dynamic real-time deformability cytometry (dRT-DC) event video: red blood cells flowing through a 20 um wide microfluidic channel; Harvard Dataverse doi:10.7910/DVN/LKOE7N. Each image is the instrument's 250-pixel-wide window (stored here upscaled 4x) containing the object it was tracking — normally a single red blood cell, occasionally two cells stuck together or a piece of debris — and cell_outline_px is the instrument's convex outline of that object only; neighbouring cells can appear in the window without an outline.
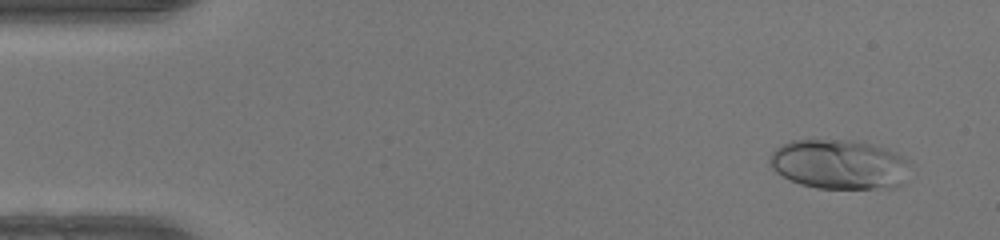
{"species": "human", "species_latin": "Homo sapiens", "temperature_condition": "warm", "stored_images_in_passage": 49, "camera_frame_rate_fps": 3000, "um_per_image_px": 0.085, "donor": {"sex": "female"}, "frame": {"image": 1, "passage_image": 4, "time_ms": 1.0, "image_size_px": [1000, 240], "cell_outline_px": [[908, 160], [900, 184], [896, 188], [816, 188], [800, 184], [776, 172], [772, 168], [768, 160], [772, 152], [776, 148], [792, 140], [852, 140], [872, 144], [896, 152]], "centroid_in_image_um": [71.28, 13.96], "position_along_channel_um": 13.7, "area_um2": 40.11}}
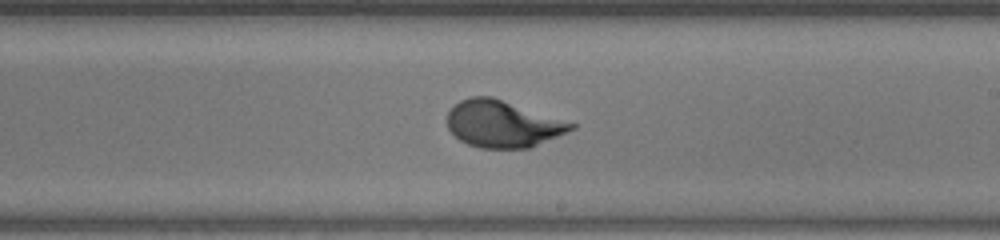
{"frame": {"image": 2, "passage_image": 29, "time_ms": 9.333, "image_size_px": [1000, 240], "cell_outline_px": [[576, 128], [528, 148], [480, 148], [468, 144], [460, 140], [448, 128], [448, 112], [460, 100], [472, 96], [492, 96], [576, 124]], "centroid_in_image_um": [42.71, 10.53], "position_along_channel_um": 246.3, "area_um2": 33.35}}
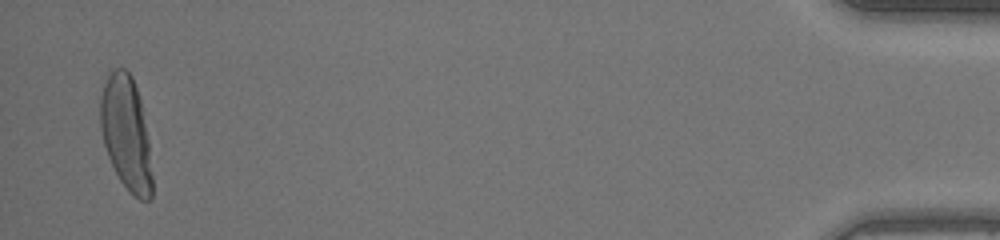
{"frame": {"image": 3, "passage_image": 48, "time_ms": 15.667, "image_size_px": [1000, 240], "cell_outline_px": [[152, 196], [148, 200], [140, 200], [120, 180], [108, 156], [104, 144], [100, 128], [100, 96], [104, 84], [112, 68], [124, 68], [132, 76], [140, 100], [148, 140], [152, 176]], "centroid_in_image_um": [10.71, 11.3], "position_along_channel_um": 424.5, "area_um2": 33.93}, "authors_computed_cell_mechanics": {"area_um2": 33.9864, "velocity_mm_per_s": 4.2493, "shape_relaxation_time_tau1_ms": 4.2606, "shape_relaxation_time_tau2_ms": null, "deformation_change_tau1": 0.2393, "deformation_change_tau2": null}}